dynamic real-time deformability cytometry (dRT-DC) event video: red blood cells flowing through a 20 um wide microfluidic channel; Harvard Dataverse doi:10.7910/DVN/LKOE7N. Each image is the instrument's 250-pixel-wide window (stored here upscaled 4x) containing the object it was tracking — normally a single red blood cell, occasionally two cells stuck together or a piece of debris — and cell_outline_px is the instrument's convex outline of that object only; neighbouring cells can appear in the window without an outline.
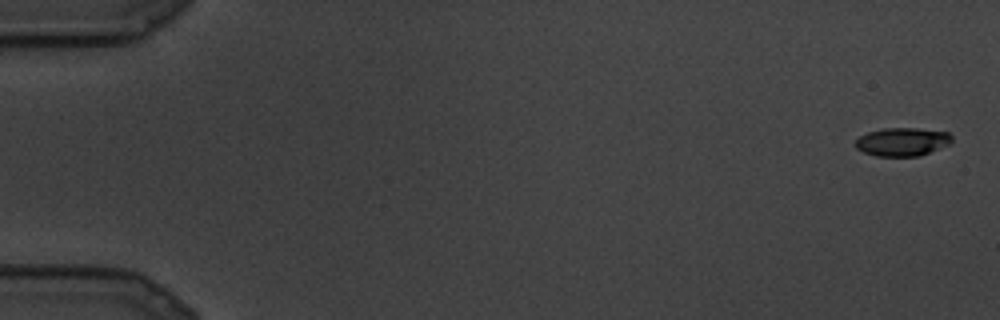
{"species": "common noctule bat (a hibernating species)", "species_latin": "Nyctalus noctula", "temperature_condition": "cold", "stored_images_in_passage": 7, "camera_frame_rate_fps": 3000, "um_per_image_px": 0.085, "animal": {"sex": "male", "body_mass_g": 19.5, "forearm_length_mm": 54.6}, "frame": {"image": 1, "passage_image": 1, "time_ms": 0.0, "image_size_px": [1000, 320], "cell_outline_px": [[952, 140], [948, 144], [920, 156], [876, 156], [864, 152], [856, 148], [856, 140], [860, 136], [868, 132], [884, 128], [916, 128], [948, 132], [952, 136]], "centroid_in_image_um": [76.69, 12.05], "position_along_channel_um": 8.3, "area_um2": 15.78}}